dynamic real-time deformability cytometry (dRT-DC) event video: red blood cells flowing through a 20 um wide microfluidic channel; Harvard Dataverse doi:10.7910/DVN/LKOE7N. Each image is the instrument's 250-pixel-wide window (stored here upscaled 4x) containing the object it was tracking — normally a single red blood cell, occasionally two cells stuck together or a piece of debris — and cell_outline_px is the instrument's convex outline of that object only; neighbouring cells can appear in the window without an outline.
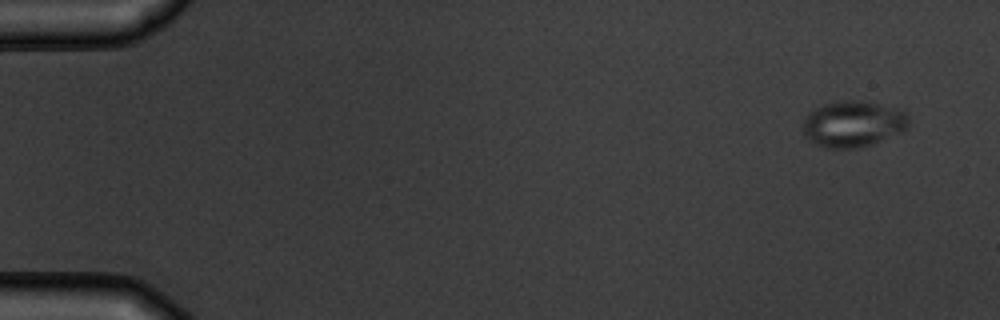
{"species": "common noctule bat (a hibernating species)", "species_latin": "Nyctalus noctula", "temperature_condition": "warm", "stored_images_in_passage": 4, "camera_frame_rate_fps": 3000, "um_per_image_px": 0.085, "animal": {"sex": "male", "body_mass_g": 19.5, "forearm_length_mm": 54.6}, "frame": {"image": 1, "passage_image": 1, "time_ms": 0.0, "image_size_px": [1000, 320], "cell_outline_px": [[908, 128], [900, 132], [872, 144], [856, 148], [828, 148], [816, 144], [808, 140], [804, 136], [804, 116], [808, 112], [824, 104], [840, 100], [868, 100], [904, 112], [908, 116]], "centroid_in_image_um": [72.48, 10.52], "position_along_channel_um": 12.5, "area_um2": 28.44}}